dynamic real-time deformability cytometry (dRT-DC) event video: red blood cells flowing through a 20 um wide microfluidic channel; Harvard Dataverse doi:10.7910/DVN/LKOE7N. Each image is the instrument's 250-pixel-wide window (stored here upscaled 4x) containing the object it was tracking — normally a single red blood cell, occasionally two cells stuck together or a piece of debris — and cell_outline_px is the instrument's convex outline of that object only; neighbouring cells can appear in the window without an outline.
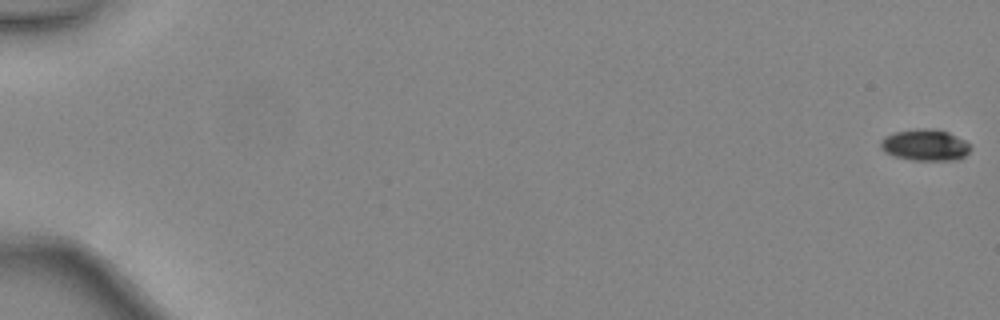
{"species": "common noctule bat (a hibernating species)", "species_latin": "Nyctalus noctula", "temperature_condition": "warm", "stored_images_in_passage": 6, "camera_frame_rate_fps": 3000, "um_per_image_px": 0.085, "animal": {"sex": "female", "body_mass_g": 24.6, "forearm_length_mm": 56.2}, "frame": {"image": 1, "passage_image": 1, "time_ms": 0.0, "image_size_px": [1000, 320], "cell_outline_px": [[972, 148], [964, 156], [956, 160], [912, 160], [892, 156], [884, 152], [880, 148], [880, 140], [884, 136], [896, 132], [916, 128], [932, 128], [948, 132], [972, 144]], "centroid_in_image_um": [78.62, 12.32], "position_along_channel_um": 6.4, "area_um2": 16.7}}